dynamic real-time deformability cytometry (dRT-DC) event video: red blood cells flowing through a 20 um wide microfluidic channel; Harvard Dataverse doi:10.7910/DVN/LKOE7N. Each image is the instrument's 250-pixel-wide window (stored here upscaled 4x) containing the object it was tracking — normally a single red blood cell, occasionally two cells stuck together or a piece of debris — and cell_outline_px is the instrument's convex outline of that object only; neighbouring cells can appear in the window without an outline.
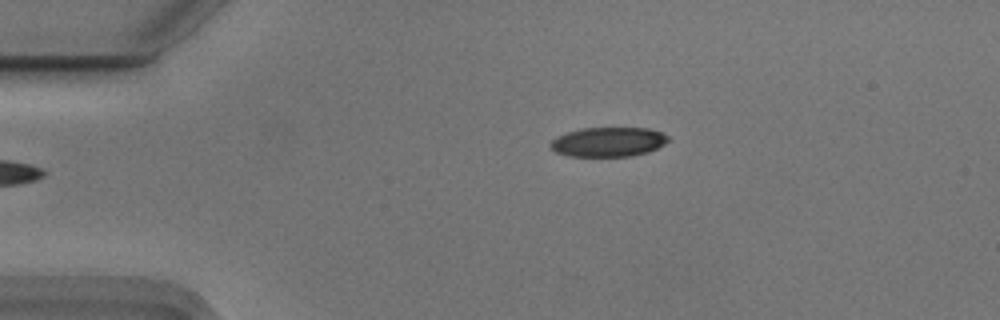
{"species": "Egyptian fruit bat (a non-hibernating species)", "species_latin": "Rousettus aegyptiacus", "temperature_condition": "cold", "stored_images_in_passage": 27, "camera_frame_rate_fps": 3000, "um_per_image_px": 0.085, "animal": {"sex": "male"}, "frame": {"image": 1, "passage_image": 1, "time_ms": 0.0, "image_size_px": [1000, 320], "cell_outline_px": [[672, 140], [648, 152], [632, 156], [568, 156], [556, 152], [548, 144], [556, 136], [580, 128], [648, 128], [660, 132], [668, 136]], "centroid_in_image_um": [51.71, 12.06], "position_along_channel_um": 33.3, "area_um2": 20.29}}
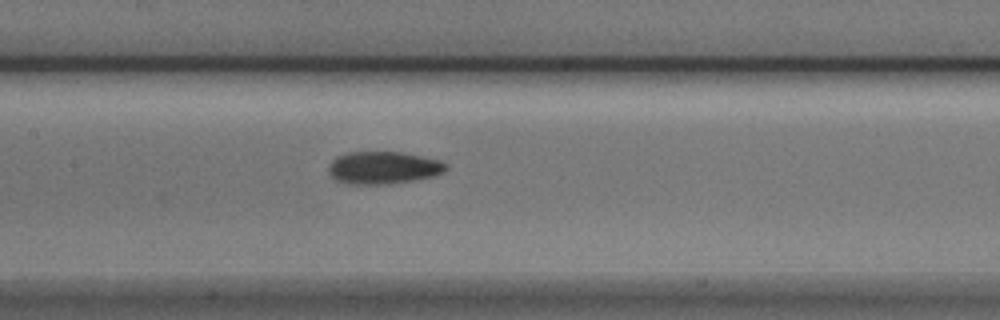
{"frame": {"image": 2, "passage_image": 16, "time_ms": 5.0, "image_size_px": [1000, 320], "cell_outline_px": [[448, 168], [444, 172], [432, 176], [412, 180], [388, 184], [348, 184], [336, 180], [328, 172], [328, 168], [332, 160], [336, 156], [348, 152], [400, 152], [440, 160], [448, 164]], "centroid_in_image_um": [32.57, 14.25], "position_along_channel_um": 174.8, "area_um2": 22.2}}
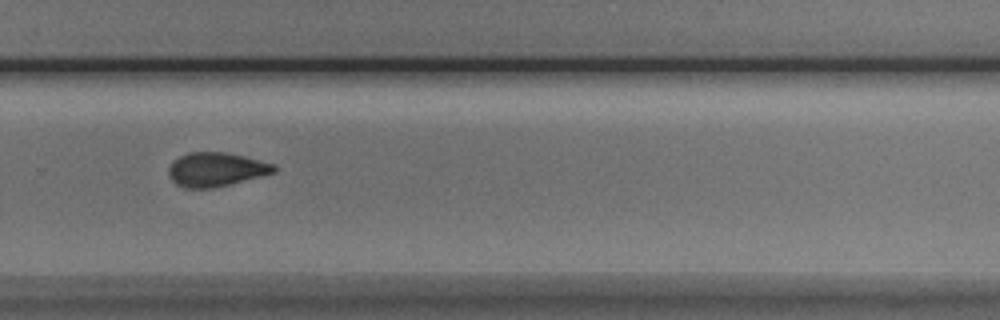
{"frame": {"image": 3, "passage_image": 27, "time_ms": 8.667, "image_size_px": [1000, 320], "cell_outline_px": [[276, 172], [212, 188], [184, 188], [176, 184], [168, 176], [168, 168], [172, 160], [188, 152], [228, 152], [276, 164]], "centroid_in_image_um": [18.33, 14.39], "position_along_channel_um": 311.5, "area_um2": 20.92}}